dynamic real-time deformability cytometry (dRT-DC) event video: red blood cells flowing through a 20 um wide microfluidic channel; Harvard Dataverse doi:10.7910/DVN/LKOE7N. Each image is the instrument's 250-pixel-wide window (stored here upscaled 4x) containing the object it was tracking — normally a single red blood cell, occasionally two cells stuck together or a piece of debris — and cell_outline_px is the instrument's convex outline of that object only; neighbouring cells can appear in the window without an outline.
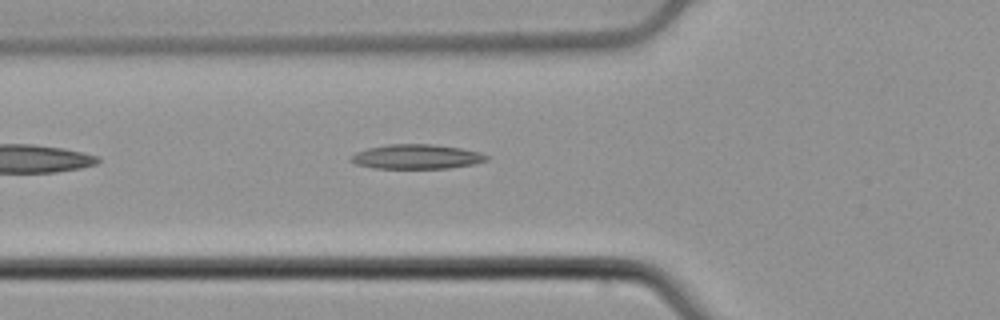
{"species": "common noctule bat (a hibernating species)", "species_latin": "Nyctalus noctula", "temperature_condition": "cold", "stored_images_in_passage": 39, "camera_frame_rate_fps": 3000, "um_per_image_px": 0.085, "animal": {"sex": "male", "body_mass_g": 21.5, "forearm_length_mm": 52.0}, "frame": {"image": 1, "passage_image": 5, "time_ms": 1.333, "image_size_px": [1000, 320], "cell_outline_px": [[488, 160], [472, 164], [448, 168], [372, 168], [356, 164], [348, 160], [356, 152], [368, 148], [388, 144], [432, 144], [460, 148], [480, 152], [488, 156]], "centroid_in_image_um": [35.39, 13.31], "position_along_channel_um": 90.4, "area_um2": 19.31}}
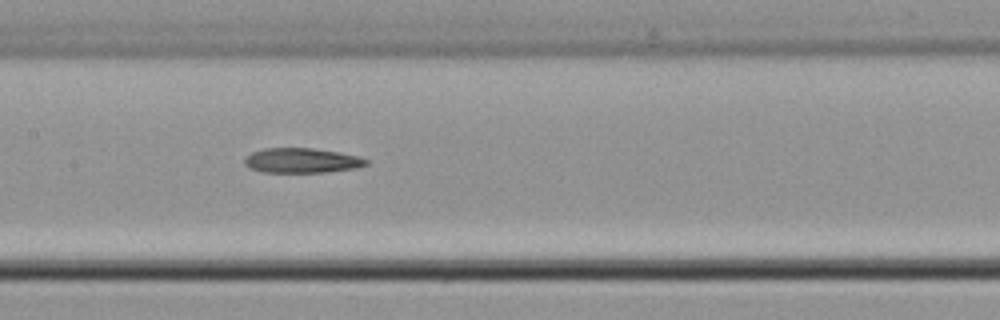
{"frame": {"image": 2, "passage_image": 12, "time_ms": 3.667, "image_size_px": [1000, 320], "cell_outline_px": [[368, 164], [356, 168], [328, 172], [264, 172], [248, 168], [244, 164], [244, 160], [252, 152], [264, 148], [312, 148], [340, 152], [360, 156], [368, 160]], "centroid_in_image_um": [25.67, 13.64], "position_along_channel_um": 181.7, "area_um2": 17.69}}
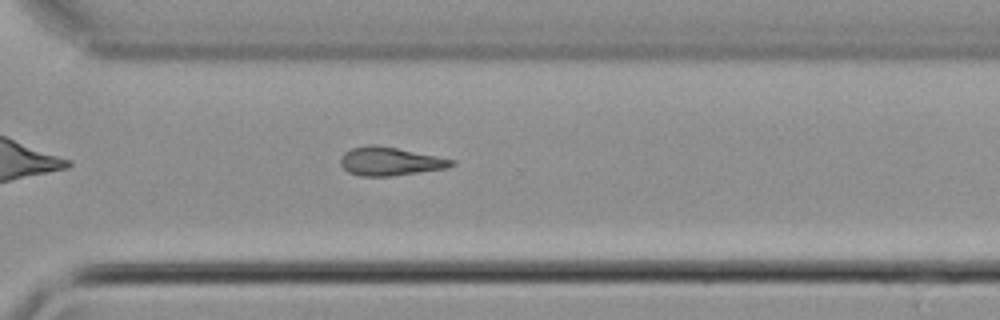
{"frame": {"image": 3, "passage_image": 24, "time_ms": 7.667, "image_size_px": [1000, 320], "cell_outline_px": [[456, 164], [448, 168], [388, 176], [360, 176], [348, 172], [340, 164], [340, 160], [344, 152], [352, 148], [368, 144], [376, 144], [456, 160]], "centroid_in_image_um": [33.14, 13.71], "position_along_channel_um": 337.5, "area_um2": 18.32}}